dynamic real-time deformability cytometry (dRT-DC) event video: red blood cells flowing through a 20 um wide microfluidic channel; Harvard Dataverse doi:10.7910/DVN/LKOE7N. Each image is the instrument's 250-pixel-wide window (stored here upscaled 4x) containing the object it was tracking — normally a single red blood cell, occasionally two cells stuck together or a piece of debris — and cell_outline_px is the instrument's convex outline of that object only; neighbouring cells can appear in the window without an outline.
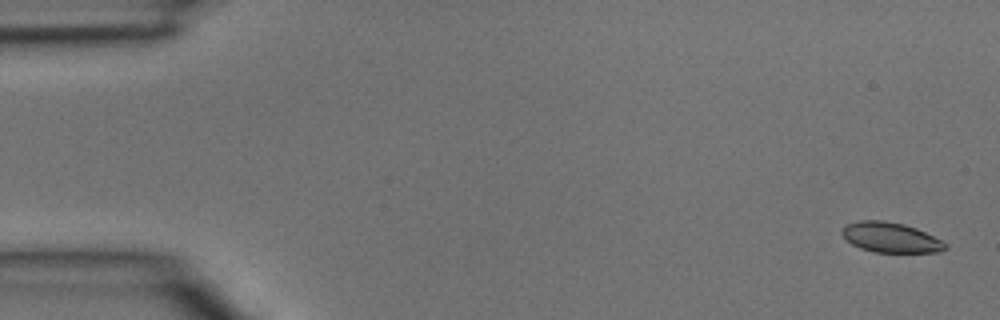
{"species": "common noctule bat (a hibernating species)", "species_latin": "Nyctalus noctula", "temperature_condition": "room temperature", "stored_images_in_passage": 5, "camera_frame_rate_fps": 3000, "um_per_image_px": 0.085, "animal": {"sex": "male", "body_mass_g": 15.6}, "frame": {"image": 1, "passage_image": 1, "time_ms": 0.0, "image_size_px": [1000, 320], "cell_outline_px": [[948, 248], [940, 252], [876, 252], [860, 248], [852, 244], [840, 232], [848, 224], [860, 220], [884, 220], [904, 224], [916, 228], [948, 244]], "centroid_in_image_um": [75.72, 20.18], "position_along_channel_um": 9.3, "area_um2": 17.92}}
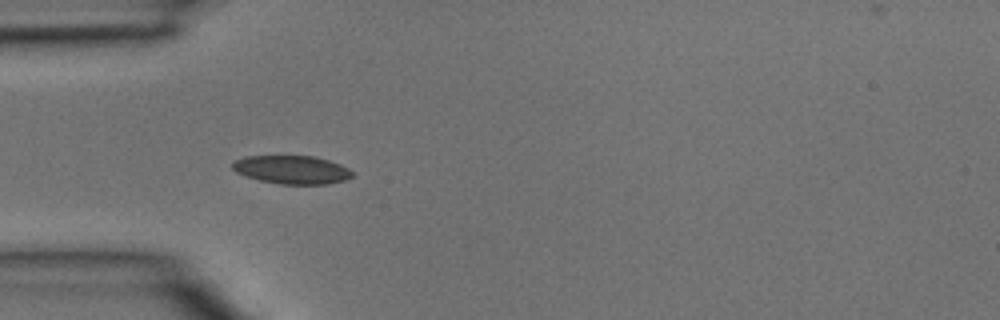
{"frame": {"image": 2, "passage_image": 4, "time_ms": 1.0, "image_size_px": [1000, 320], "cell_outline_px": [[352, 176], [344, 180], [328, 184], [280, 184], [260, 180], [244, 176], [236, 172], [232, 168], [232, 160], [244, 156], [312, 156], [328, 160], [340, 164], [348, 168], [352, 172]], "centroid_in_image_um": [24.76, 14.42], "position_along_channel_um": 60.2, "area_um2": 19.83}}
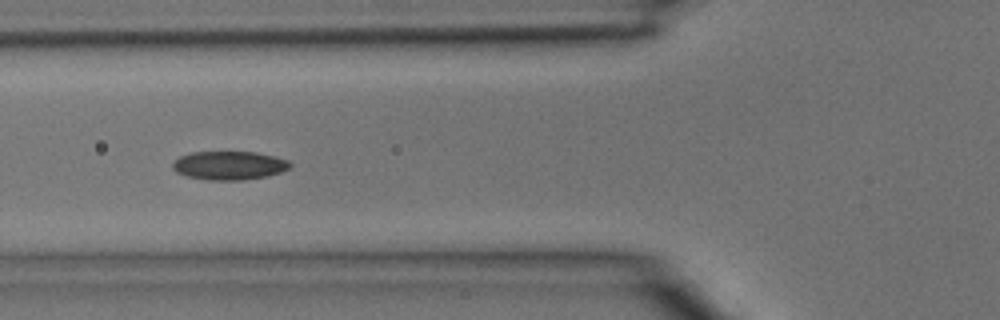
{"frame": {"image": 3, "passage_image": 5, "time_ms": 1.333, "image_size_px": [1000, 320], "cell_outline_px": [[292, 168], [268, 176], [240, 180], [208, 180], [188, 176], [176, 172], [172, 168], [172, 164], [180, 156], [192, 152], [256, 152], [288, 160], [292, 164]], "centroid_in_image_um": [19.5, 14.06], "position_along_channel_um": 106.3, "area_um2": 19.54}}